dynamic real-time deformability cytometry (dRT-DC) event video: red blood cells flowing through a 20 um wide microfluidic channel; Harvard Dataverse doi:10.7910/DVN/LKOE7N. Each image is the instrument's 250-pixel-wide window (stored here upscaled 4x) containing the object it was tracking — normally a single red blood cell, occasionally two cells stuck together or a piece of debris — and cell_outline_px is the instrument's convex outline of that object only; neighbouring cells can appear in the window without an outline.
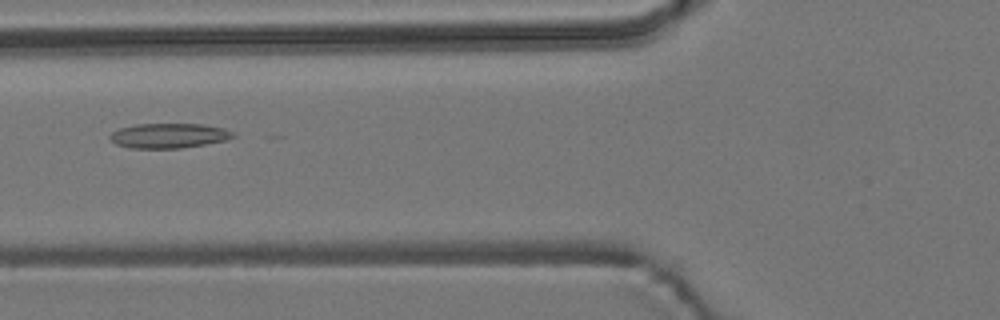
{"species": "common noctule bat (a hibernating species)", "species_latin": "Nyctalus noctula", "temperature_condition": "room temperature", "stored_images_in_passage": 55, "camera_frame_rate_fps": 3000, "um_per_image_px": 0.085, "animal": {"sex": "male", "body_mass_g": 19.2, "forearm_length_mm": 51.8}, "frame": {"image": 1, "passage_image": 21, "time_ms": 6.667, "image_size_px": [1000, 320], "cell_outline_px": [[236, 136], [224, 140], [204, 144], [180, 148], [132, 148], [116, 144], [108, 136], [112, 132], [120, 128], [136, 124], [204, 124], [224, 128], [232, 132]], "centroid_in_image_um": [14.34, 11.52], "position_along_channel_um": 111.5, "area_um2": 17.63}}
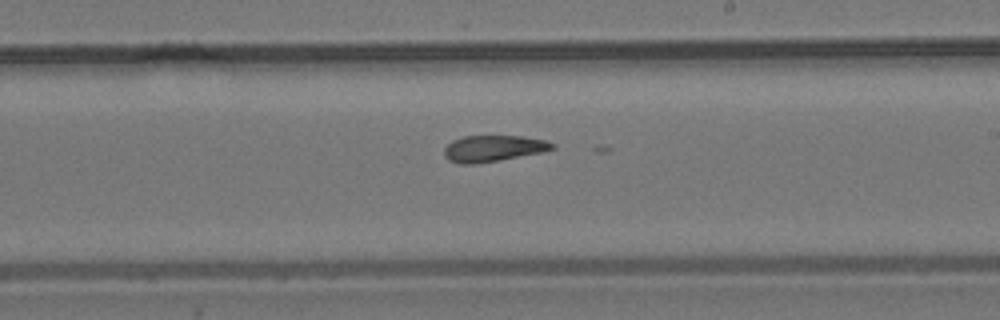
{"frame": {"image": 2, "passage_image": 32, "time_ms": 10.333, "image_size_px": [1000, 320], "cell_outline_px": [[556, 148], [540, 152], [500, 160], [476, 164], [460, 164], [448, 160], [444, 156], [444, 148], [452, 140], [464, 136], [524, 136], [544, 140], [556, 144]], "centroid_in_image_um": [41.9, 12.62], "position_along_channel_um": 247.1, "area_um2": 16.59}}
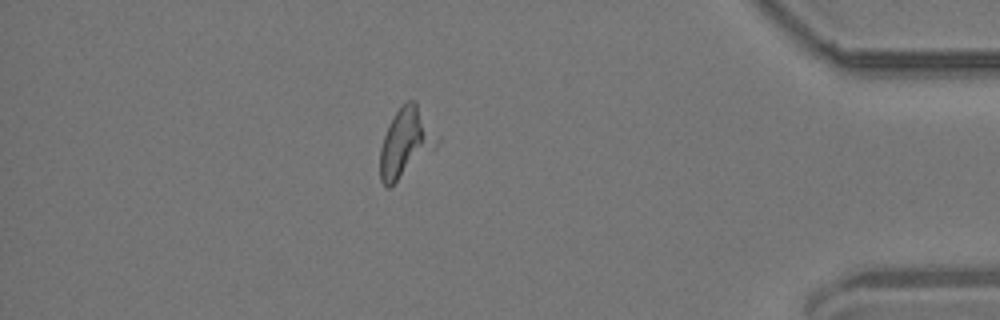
{"frame": {"image": 3, "passage_image": 48, "time_ms": 15.667, "image_size_px": [1000, 320], "cell_outline_px": [[440, 144], [436, 148], [388, 188], [384, 188], [380, 180], [380, 148], [388, 124], [396, 112], [408, 100], [416, 100], [440, 136]], "centroid_in_image_um": [34.52, 12.11], "position_along_channel_um": 400.7, "area_um2": 23.12}}